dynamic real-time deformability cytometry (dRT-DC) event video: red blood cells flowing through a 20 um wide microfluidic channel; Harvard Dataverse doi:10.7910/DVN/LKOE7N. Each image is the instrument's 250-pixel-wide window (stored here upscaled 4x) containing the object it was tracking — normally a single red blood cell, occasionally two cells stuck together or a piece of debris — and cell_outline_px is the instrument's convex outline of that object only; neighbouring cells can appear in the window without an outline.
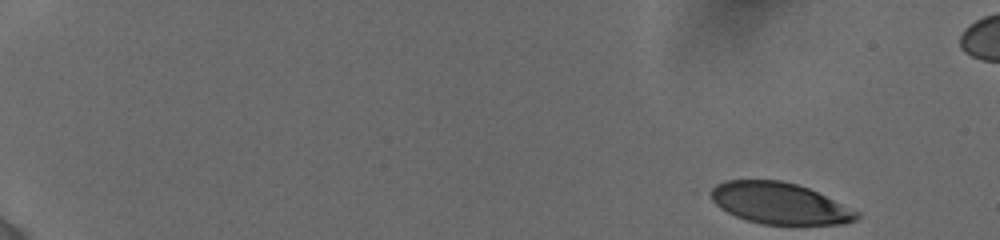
{"species": "human", "species_latin": "Homo sapiens", "temperature_condition": "cold", "stored_images_in_passage": 21, "camera_frame_rate_fps": 3000, "um_per_image_px": 0.085, "donor": {"sex": "female"}, "frame": {"image": 1, "passage_image": 1, "time_ms": 0.0, "image_size_px": [1000, 240], "cell_outline_px": [[860, 216], [856, 220], [844, 224], [760, 224], [736, 216], [720, 208], [704, 192], [716, 184], [724, 180], [780, 180], [796, 184], [808, 188], [860, 212]], "centroid_in_image_um": [66.2, 17.27], "position_along_channel_um": 18.8, "area_um2": 35.32}}
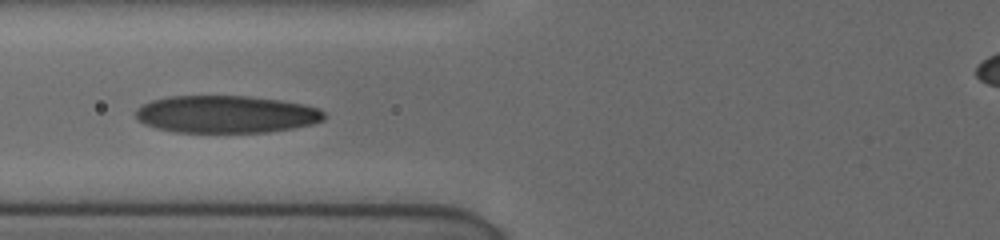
{"frame": {"image": 2, "passage_image": 17, "time_ms": 6.667, "image_size_px": [1000, 240], "cell_outline_px": [[324, 120], [312, 124], [292, 128], [268, 132], [172, 132], [156, 128], [144, 124], [136, 116], [136, 108], [140, 104], [152, 100], [168, 96], [248, 96], [280, 100], [304, 104], [320, 108], [324, 112]], "centroid_in_image_um": [19.21, 9.71], "position_along_channel_um": 106.6, "area_um2": 41.27}}
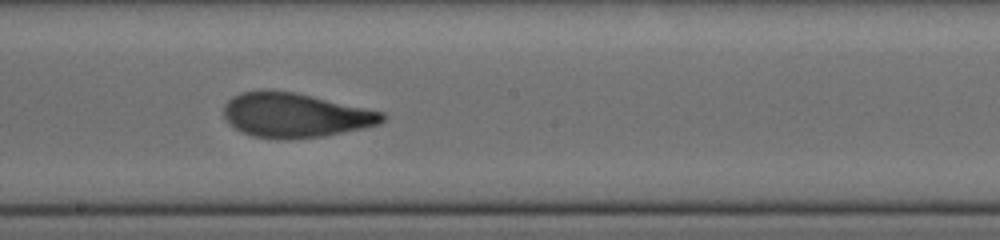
{"frame": {"image": 3, "passage_image": 20, "time_ms": 9.667, "image_size_px": [1000, 240], "cell_outline_px": [[388, 116], [380, 124], [324, 136], [252, 136], [228, 124], [224, 116], [224, 104], [232, 96], [240, 92], [296, 92], [384, 112]], "centroid_in_image_um": [25.13, 9.76], "position_along_channel_um": 223.1, "area_um2": 39.71}}